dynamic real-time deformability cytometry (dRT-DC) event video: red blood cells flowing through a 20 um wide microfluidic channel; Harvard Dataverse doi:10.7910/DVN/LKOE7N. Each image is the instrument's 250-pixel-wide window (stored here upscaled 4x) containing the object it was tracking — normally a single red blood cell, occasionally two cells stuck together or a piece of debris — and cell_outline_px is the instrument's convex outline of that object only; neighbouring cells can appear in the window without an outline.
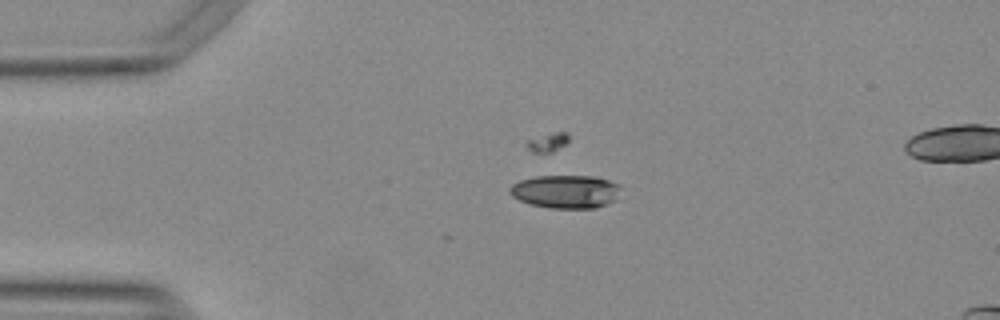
{"species": "Egyptian fruit bat (a non-hibernating species)", "species_latin": "Rousettus aegyptiacus", "temperature_condition": "warm", "stored_images_in_passage": 35, "camera_frame_rate_fps": 3000, "um_per_image_px": 0.085, "animal": {"sex": "female"}, "frame": {"image": 1, "passage_image": 4, "time_ms": 1.0, "image_size_px": [1000, 320], "cell_outline_px": [[620, 188], [616, 200], [596, 208], [548, 208], [528, 204], [512, 196], [508, 192], [508, 188], [512, 184], [520, 180], [536, 176], [592, 176], [608, 180], [620, 184]], "centroid_in_image_um": [48.06, 16.29], "position_along_channel_um": 36.9, "area_um2": 21.68}}
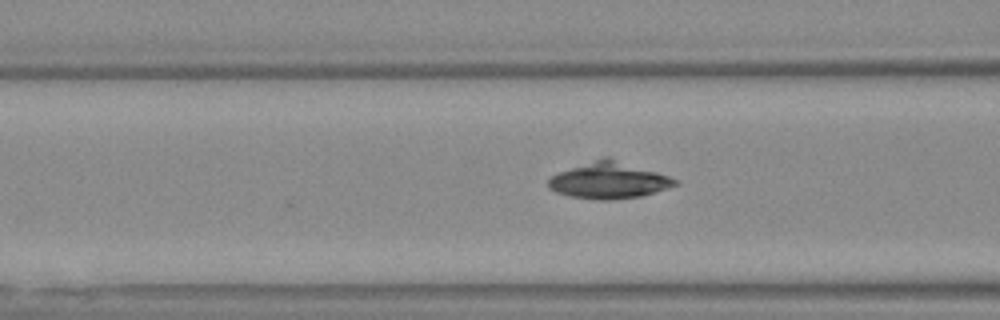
{"frame": {"image": 2, "passage_image": 13, "time_ms": 4.0, "image_size_px": [1000, 320], "cell_outline_px": [[680, 184], [668, 188], [640, 196], [616, 200], [596, 200], [572, 196], [556, 192], [548, 188], [548, 180], [552, 176], [560, 172], [604, 156], [608, 156], [668, 176], [676, 180]], "centroid_in_image_um": [51.76, 15.34], "position_along_channel_um": 114.8, "area_um2": 26.59}}
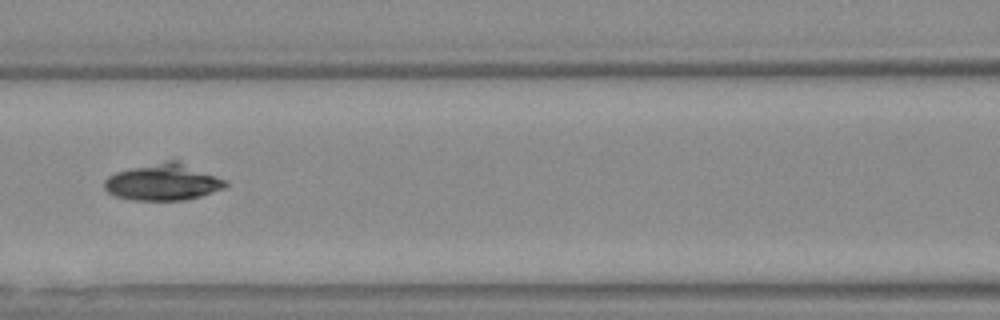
{"frame": {"image": 3, "passage_image": 16, "time_ms": 5.0, "image_size_px": [1000, 320], "cell_outline_px": [[228, 184], [224, 188], [200, 196], [184, 200], [132, 200], [116, 196], [108, 192], [104, 188], [104, 180], [108, 176], [116, 172], [132, 168], [168, 160], [176, 160], [228, 180]], "centroid_in_image_um": [13.87, 15.48], "position_along_channel_um": 152.7, "area_um2": 25.66}}